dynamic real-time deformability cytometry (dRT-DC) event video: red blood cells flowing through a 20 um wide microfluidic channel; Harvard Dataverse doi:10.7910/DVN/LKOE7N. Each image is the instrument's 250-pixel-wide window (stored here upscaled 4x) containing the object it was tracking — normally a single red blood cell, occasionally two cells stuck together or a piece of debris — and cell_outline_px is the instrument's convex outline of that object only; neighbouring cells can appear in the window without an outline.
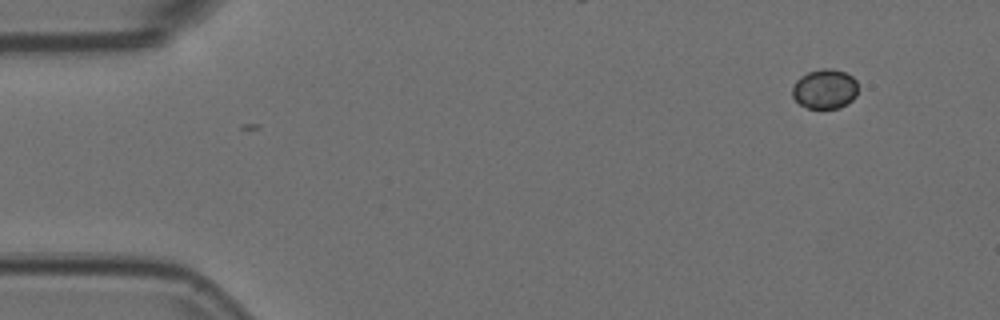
{"species": "Egyptian fruit bat (a non-hibernating species)", "species_latin": "Rousettus aegyptiacus", "temperature_condition": "room temperature", "stored_images_in_passage": 2, "camera_frame_rate_fps": 3000, "um_per_image_px": 0.085, "animal": {"sex": "female"}, "frame": {"image": 1, "passage_image": 2, "time_ms": 0.333, "image_size_px": [1000, 320], "cell_outline_px": [[856, 96], [848, 104], [840, 108], [808, 108], [800, 104], [792, 96], [792, 88], [796, 80], [800, 76], [808, 72], [824, 68], [832, 68], [844, 72], [852, 76], [856, 80]], "centroid_in_image_um": [70.1, 7.56], "position_along_channel_um": 14.9, "area_um2": 15.2}}